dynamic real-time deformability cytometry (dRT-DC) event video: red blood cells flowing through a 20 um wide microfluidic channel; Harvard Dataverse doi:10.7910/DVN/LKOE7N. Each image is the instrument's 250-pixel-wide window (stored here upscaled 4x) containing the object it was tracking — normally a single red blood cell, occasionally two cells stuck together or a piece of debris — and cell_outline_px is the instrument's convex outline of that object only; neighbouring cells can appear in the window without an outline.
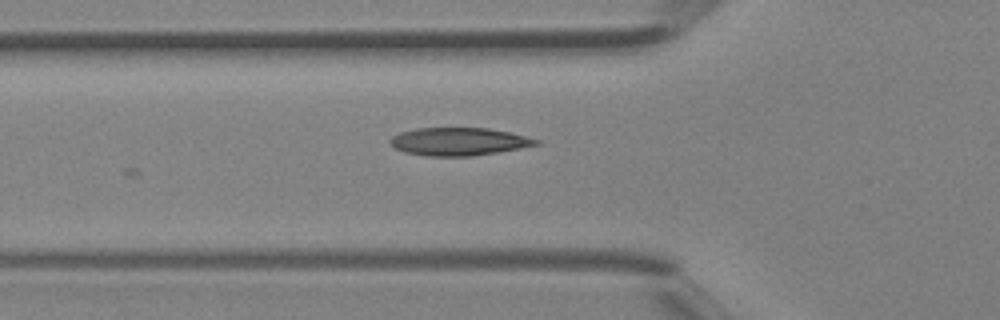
{"species": "Egyptian fruit bat (a non-hibernating species)", "species_latin": "Rousettus aegyptiacus", "temperature_condition": "room temperature", "stored_images_in_passage": 6, "camera_frame_rate_fps": 3000, "um_per_image_px": 0.085, "animal": {"sex": "female"}, "frame": {"image": 1, "passage_image": 6, "time_ms": 1.667, "image_size_px": [1000, 320], "cell_outline_px": [[540, 144], [520, 148], [472, 156], [428, 156], [404, 152], [396, 148], [388, 140], [392, 136], [400, 132], [416, 128], [488, 128], [508, 132], [540, 140]], "centroid_in_image_um": [38.97, 12.03], "position_along_channel_um": 86.8, "area_um2": 23.52}}